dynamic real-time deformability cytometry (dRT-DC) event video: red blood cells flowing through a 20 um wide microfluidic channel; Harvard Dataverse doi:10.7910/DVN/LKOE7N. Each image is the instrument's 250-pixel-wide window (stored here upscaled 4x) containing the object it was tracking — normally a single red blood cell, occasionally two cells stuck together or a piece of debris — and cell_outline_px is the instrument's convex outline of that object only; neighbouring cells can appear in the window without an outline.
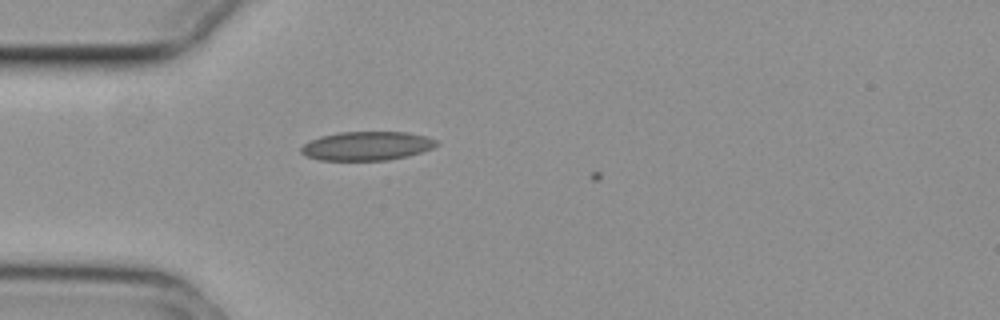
{"species": "common noctule bat (a hibernating species)", "species_latin": "Nyctalus noctula", "temperature_condition": "cold", "stored_images_in_passage": 7, "camera_frame_rate_fps": 3000, "um_per_image_px": 0.085, "animal": {"sex": "female", "body_mass_g": 29.2, "forearm_length_mm": 56.3}, "frame": {"image": 1, "passage_image": 6, "time_ms": 1.667, "image_size_px": [1000, 320], "cell_outline_px": [[440, 144], [432, 148], [408, 156], [388, 160], [320, 160], [308, 156], [300, 152], [300, 148], [304, 144], [320, 136], [340, 132], [408, 132], [428, 136], [436, 140]], "centroid_in_image_um": [31.22, 12.4], "position_along_channel_um": 53.8, "area_um2": 22.77}}